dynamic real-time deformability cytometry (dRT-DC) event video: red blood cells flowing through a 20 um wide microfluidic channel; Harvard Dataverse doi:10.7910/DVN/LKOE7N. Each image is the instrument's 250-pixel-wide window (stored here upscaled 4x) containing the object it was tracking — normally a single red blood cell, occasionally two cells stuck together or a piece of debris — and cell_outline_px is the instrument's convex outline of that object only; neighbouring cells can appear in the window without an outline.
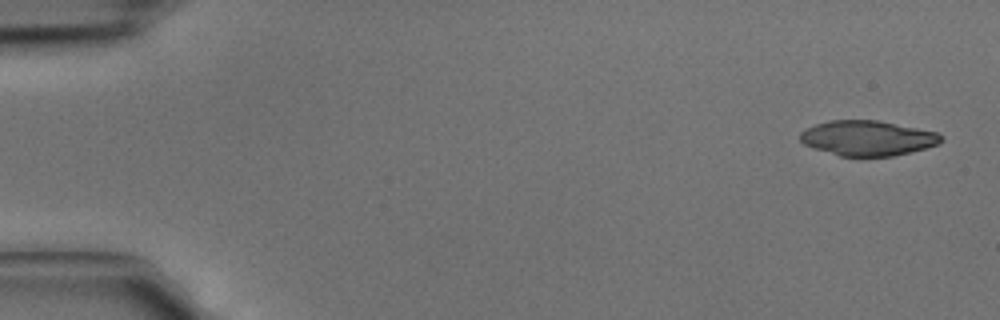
{"species": "common noctule bat (a hibernating species)", "species_latin": "Nyctalus noctula", "temperature_condition": "cold", "stored_images_in_passage": 4, "camera_frame_rate_fps": 3000, "um_per_image_px": 0.085, "animal": {"sex": "male", "body_mass_g": 15.6}, "frame": {"image": 1, "passage_image": 1, "time_ms": 0.0, "image_size_px": [1000, 320], "cell_outline_px": [[944, 140], [940, 144], [892, 156], [840, 156], [804, 144], [800, 140], [800, 132], [816, 124], [828, 120], [876, 120], [936, 132], [944, 136]], "centroid_in_image_um": [73.76, 11.73], "position_along_channel_um": 11.2, "area_um2": 28.5}}
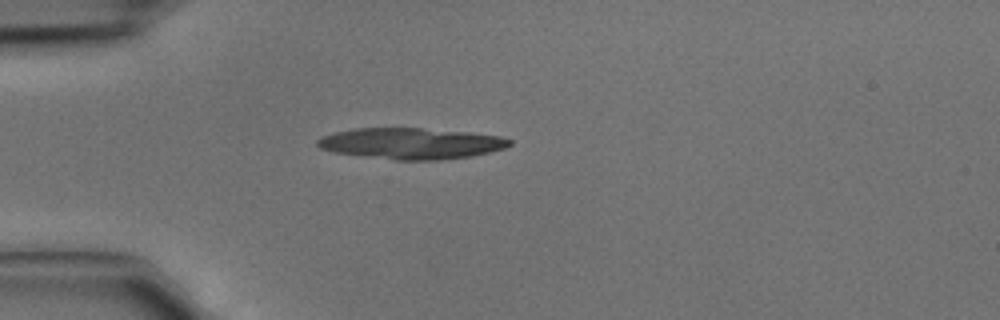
{"frame": {"image": 2, "passage_image": 4, "time_ms": 1.0, "image_size_px": [1000, 320], "cell_outline_px": [[512, 144], [504, 148], [472, 156], [436, 160], [396, 160], [332, 152], [320, 148], [316, 144], [316, 140], [320, 136], [352, 128], [420, 128], [468, 132], [500, 136], [512, 140]], "centroid_in_image_um": [34.91, 12.19], "position_along_channel_um": 50.1, "area_um2": 34.85}}